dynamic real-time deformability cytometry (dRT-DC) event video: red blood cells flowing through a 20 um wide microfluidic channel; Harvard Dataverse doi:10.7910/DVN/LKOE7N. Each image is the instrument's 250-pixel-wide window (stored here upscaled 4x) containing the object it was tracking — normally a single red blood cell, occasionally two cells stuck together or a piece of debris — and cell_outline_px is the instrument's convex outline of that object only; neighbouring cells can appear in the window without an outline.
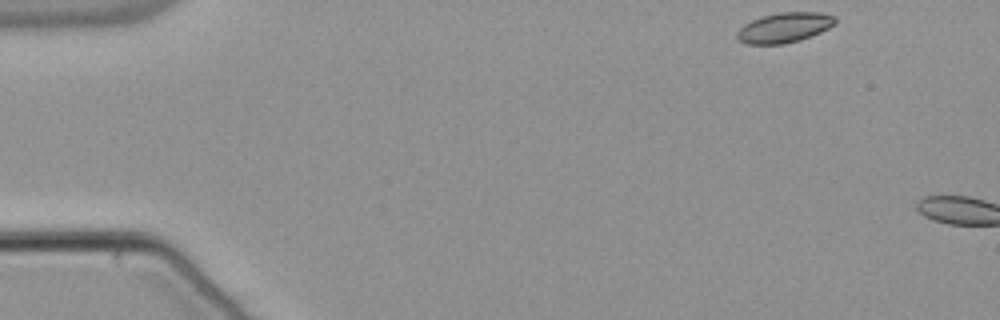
{"species": "common noctule bat (a hibernating species)", "species_latin": "Nyctalus noctula", "temperature_condition": "warm", "stored_images_in_passage": 3, "camera_frame_rate_fps": 3000, "um_per_image_px": 0.085, "animal": {"sex": "male", "body_mass_g": 21.5, "forearm_length_mm": 52.0}, "frame": {"image": 1, "passage_image": 1, "time_ms": 0.0, "image_size_px": [1000, 320], "cell_outline_px": [[836, 24], [812, 36], [800, 40], [784, 44], [748, 44], [740, 40], [736, 36], [736, 32], [744, 24], [760, 16], [780, 12], [820, 12], [836, 16]], "centroid_in_image_um": [66.69, 2.33], "position_along_channel_um": 18.3, "area_um2": 17.28}}